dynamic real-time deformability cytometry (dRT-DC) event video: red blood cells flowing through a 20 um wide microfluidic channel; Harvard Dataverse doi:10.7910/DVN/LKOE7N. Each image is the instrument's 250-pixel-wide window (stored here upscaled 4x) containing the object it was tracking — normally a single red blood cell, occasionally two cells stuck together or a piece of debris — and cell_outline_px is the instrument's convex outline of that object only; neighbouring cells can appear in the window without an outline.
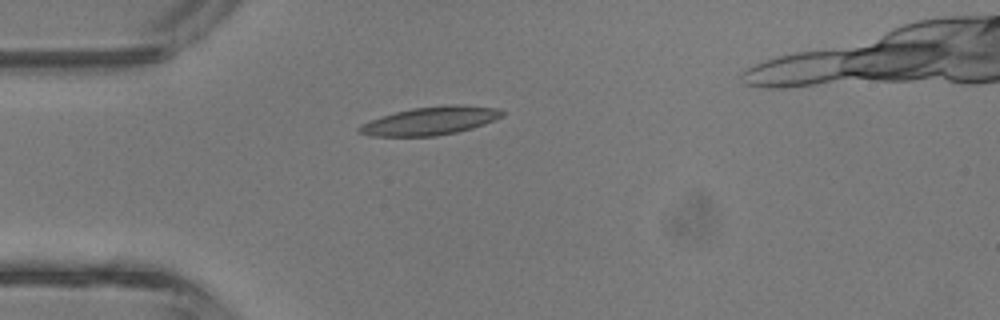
{"species": "common noctule bat (a hibernating species)", "species_latin": "Nyctalus noctula", "temperature_condition": "room temperature", "stored_images_in_passage": 4, "camera_frame_rate_fps": 3000, "um_per_image_px": 0.085, "animal": {"sex": "male", "body_mass_g": 13.3}, "frame": {"image": 1, "passage_image": 4, "time_ms": 1.0, "image_size_px": [1000, 320], "cell_outline_px": [[504, 116], [484, 124], [472, 128], [456, 132], [436, 136], [368, 136], [360, 132], [356, 128], [360, 124], [396, 112], [412, 108], [448, 104], [460, 104], [496, 108], [504, 112]], "centroid_in_image_um": [36.6, 10.27], "position_along_channel_um": 48.4, "area_um2": 23.41}}